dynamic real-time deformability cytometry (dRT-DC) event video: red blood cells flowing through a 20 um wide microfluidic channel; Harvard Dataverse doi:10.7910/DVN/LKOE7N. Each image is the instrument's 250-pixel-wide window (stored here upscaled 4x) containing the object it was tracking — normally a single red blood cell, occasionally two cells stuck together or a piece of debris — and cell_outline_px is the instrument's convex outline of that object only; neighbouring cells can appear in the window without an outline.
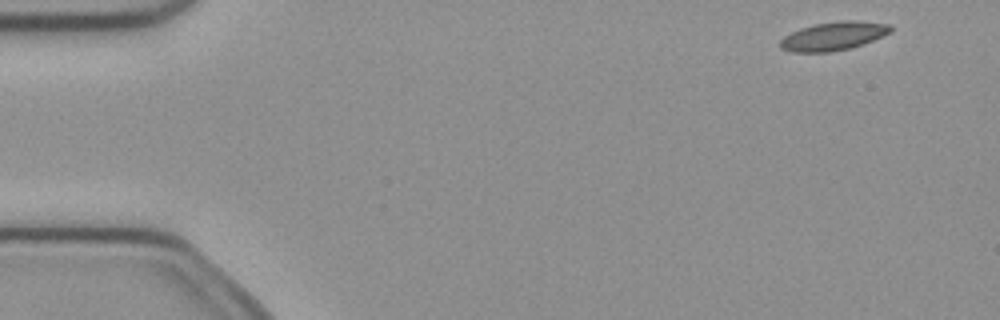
{"species": "common noctule bat (a hibernating species)", "species_latin": "Nyctalus noctula", "temperature_condition": "cold", "stored_images_in_passage": 4, "camera_frame_rate_fps": 3000, "um_per_image_px": 0.085, "animal": {"sex": "female", "body_mass_g": 21.9}, "frame": {"image": 1, "passage_image": 1, "time_ms": 0.0, "image_size_px": [1000, 320], "cell_outline_px": [[892, 32], [864, 44], [852, 48], [832, 52], [792, 52], [780, 48], [780, 40], [784, 36], [800, 28], [816, 24], [844, 20], [860, 20], [888, 24], [892, 28]], "centroid_in_image_um": [70.87, 3.07], "position_along_channel_um": 14.1, "area_um2": 18.5}}